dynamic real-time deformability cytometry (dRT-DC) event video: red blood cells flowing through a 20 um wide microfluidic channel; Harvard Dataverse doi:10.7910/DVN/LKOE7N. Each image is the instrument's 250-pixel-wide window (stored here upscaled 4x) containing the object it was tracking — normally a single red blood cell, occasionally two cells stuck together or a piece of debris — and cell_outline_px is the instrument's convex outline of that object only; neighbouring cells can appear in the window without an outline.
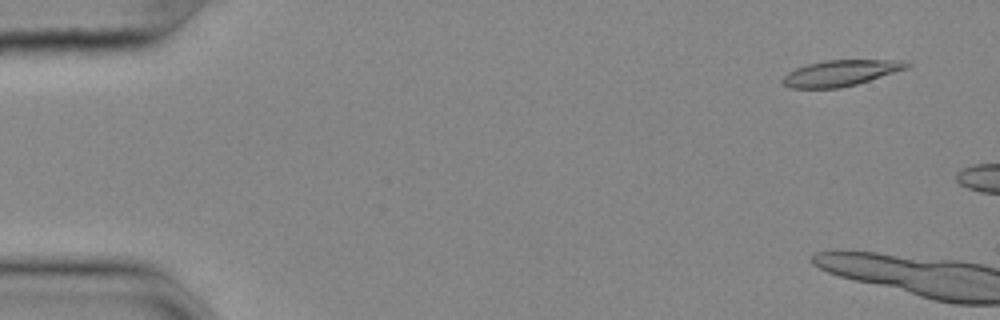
{"species": "common noctule bat (a hibernating species)", "species_latin": "Nyctalus noctula", "temperature_condition": "cold", "stored_images_in_passage": 8, "camera_frame_rate_fps": 3000, "um_per_image_px": 0.085, "animal": {"sex": "female", "body_mass_g": 25.1}, "frame": {"image": 1, "passage_image": 4, "time_ms": 1.0, "image_size_px": [1000, 320], "cell_outline_px": [[912, 64], [908, 68], [856, 84], [840, 88], [788, 88], [780, 80], [788, 72], [796, 68], [808, 64], [828, 60], [908, 60]], "centroid_in_image_um": [71.47, 6.2], "position_along_channel_um": 13.5, "area_um2": 18.73}}